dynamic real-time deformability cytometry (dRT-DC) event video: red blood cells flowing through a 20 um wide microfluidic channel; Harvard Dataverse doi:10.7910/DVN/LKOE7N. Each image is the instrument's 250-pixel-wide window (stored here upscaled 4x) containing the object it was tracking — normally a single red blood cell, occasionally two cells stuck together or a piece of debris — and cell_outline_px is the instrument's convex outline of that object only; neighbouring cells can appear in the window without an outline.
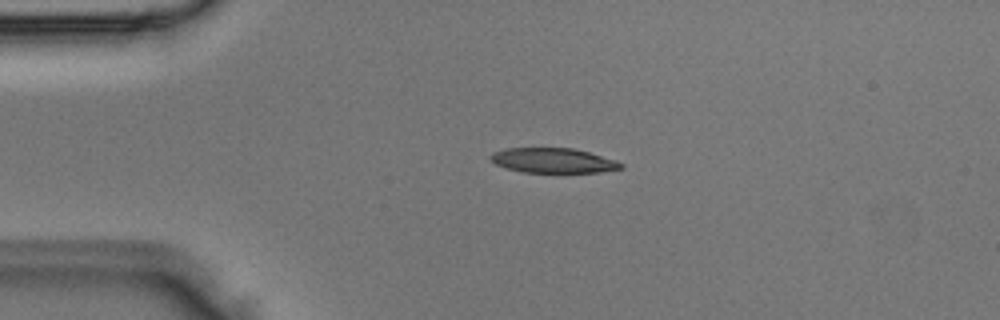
{"species": "Egyptian fruit bat (a non-hibernating species)", "species_latin": "Rousettus aegyptiacus", "temperature_condition": "room temperature", "stored_images_in_passage": 2, "camera_frame_rate_fps": 3000, "um_per_image_px": 0.085, "animal": {"sex": "male"}, "frame": {"image": 1, "passage_image": 1, "time_ms": 0.0, "image_size_px": [1000, 320], "cell_outline_px": [[624, 168], [600, 172], [524, 172], [508, 168], [496, 164], [488, 156], [492, 152], [504, 148], [572, 148], [588, 152], [616, 160], [624, 164]], "centroid_in_image_um": [47.02, 13.63], "position_along_channel_um": 38.0, "area_um2": 18.79}}